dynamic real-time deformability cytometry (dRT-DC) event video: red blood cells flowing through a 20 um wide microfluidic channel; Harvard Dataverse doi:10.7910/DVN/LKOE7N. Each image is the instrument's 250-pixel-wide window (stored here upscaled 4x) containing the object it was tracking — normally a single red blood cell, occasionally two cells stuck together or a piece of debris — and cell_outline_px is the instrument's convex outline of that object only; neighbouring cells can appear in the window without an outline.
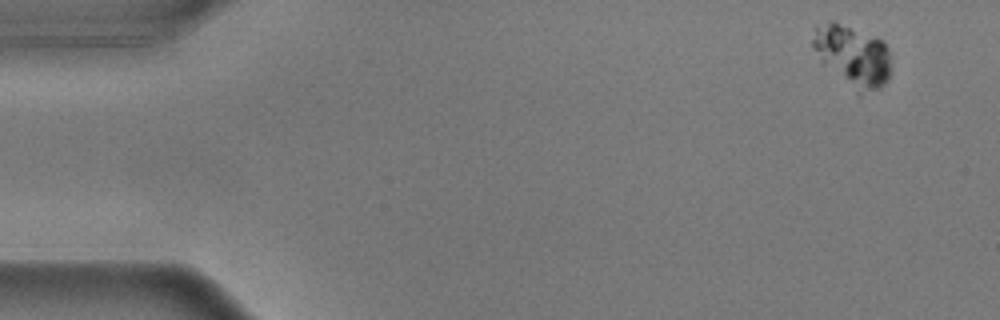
{"species": "common noctule bat (a hibernating species)", "species_latin": "Nyctalus noctula", "temperature_condition": "warm", "stored_images_in_passage": 58, "camera_frame_rate_fps": 3000, "um_per_image_px": 0.085, "animal": {"sex": "male", "body_mass_g": 17.9}, "frame": {"image": 1, "passage_image": 4, "time_ms": 1.0, "image_size_px": [1000, 320], "cell_outline_px": [[888, 80], [880, 88], [860, 96], [856, 96], [824, 64], [812, 44], [812, 40], [816, 28], [828, 20], [832, 20], [876, 36], [884, 40], [888, 48]], "centroid_in_image_um": [72.48, 4.78], "position_along_channel_um": 12.5, "area_um2": 28.09}}
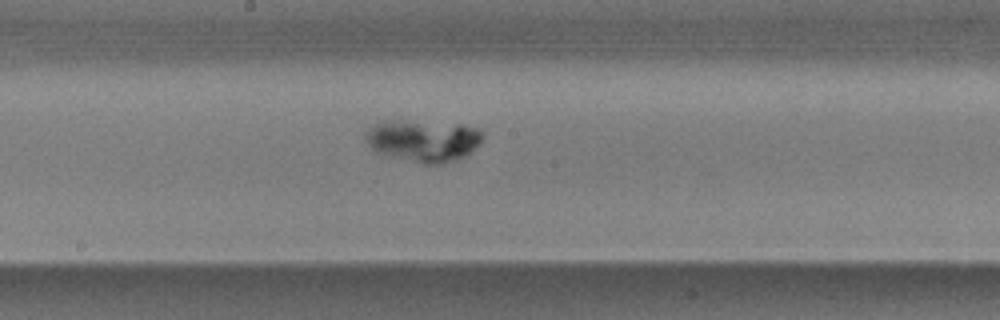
{"frame": {"image": 2, "passage_image": 32, "time_ms": 10.333, "image_size_px": [1000, 320], "cell_outline_px": [[484, 136], [480, 144], [464, 156], [436, 164], [424, 164], [376, 152], [364, 140], [364, 132], [368, 128], [380, 120], [392, 120], [464, 124], [476, 128], [484, 132]], "centroid_in_image_um": [35.95, 11.92], "position_along_channel_um": 212.3, "area_um2": 28.61}}
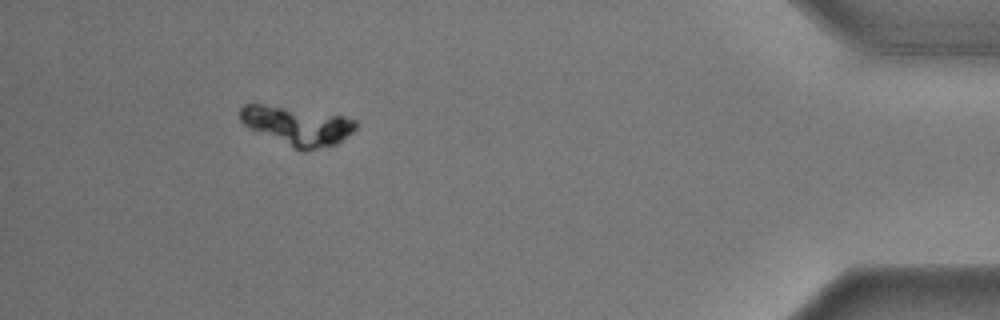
{"frame": {"image": 3, "passage_image": 54, "time_ms": 17.667, "image_size_px": [1000, 320], "cell_outline_px": [[360, 124], [352, 132], [336, 144], [316, 148], [296, 148], [252, 128], [244, 124], [240, 120], [240, 108], [244, 104], [264, 104], [344, 116], [356, 120]], "centroid_in_image_um": [25.3, 10.64], "position_along_channel_um": 409.9, "area_um2": 25.09}}